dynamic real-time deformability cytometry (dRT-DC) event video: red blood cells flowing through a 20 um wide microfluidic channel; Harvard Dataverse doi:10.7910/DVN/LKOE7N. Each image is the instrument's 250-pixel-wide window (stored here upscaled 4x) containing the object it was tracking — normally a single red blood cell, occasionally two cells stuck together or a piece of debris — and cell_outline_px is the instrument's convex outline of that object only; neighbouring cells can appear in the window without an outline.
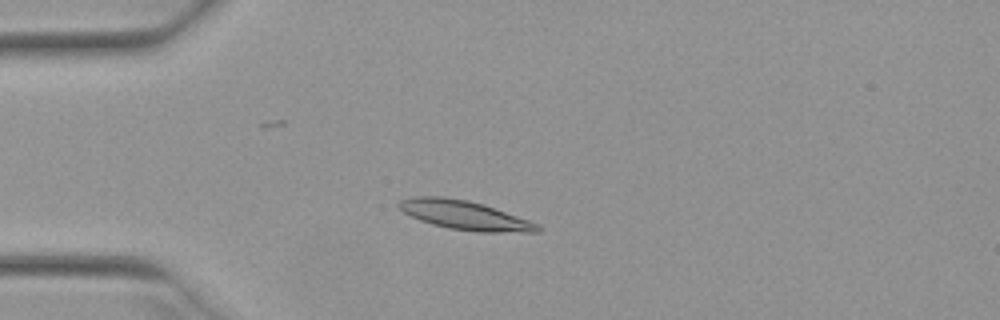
{"species": "Egyptian fruit bat (a non-hibernating species)", "species_latin": "Rousettus aegyptiacus", "temperature_condition": "warm", "stored_images_in_passage": 15, "camera_frame_rate_fps": 3000, "um_per_image_px": 0.085, "animal": {"sex": "female"}, "frame": {"image": 1, "passage_image": 12, "time_ms": 3.667, "image_size_px": [1000, 320], "cell_outline_px": [[540, 232], [476, 232], [448, 228], [432, 224], [420, 220], [404, 212], [396, 204], [400, 200], [416, 196], [444, 196], [468, 200], [484, 204], [540, 224]], "centroid_in_image_um": [39.51, 18.29], "position_along_channel_um": 45.5, "area_um2": 23.52}}